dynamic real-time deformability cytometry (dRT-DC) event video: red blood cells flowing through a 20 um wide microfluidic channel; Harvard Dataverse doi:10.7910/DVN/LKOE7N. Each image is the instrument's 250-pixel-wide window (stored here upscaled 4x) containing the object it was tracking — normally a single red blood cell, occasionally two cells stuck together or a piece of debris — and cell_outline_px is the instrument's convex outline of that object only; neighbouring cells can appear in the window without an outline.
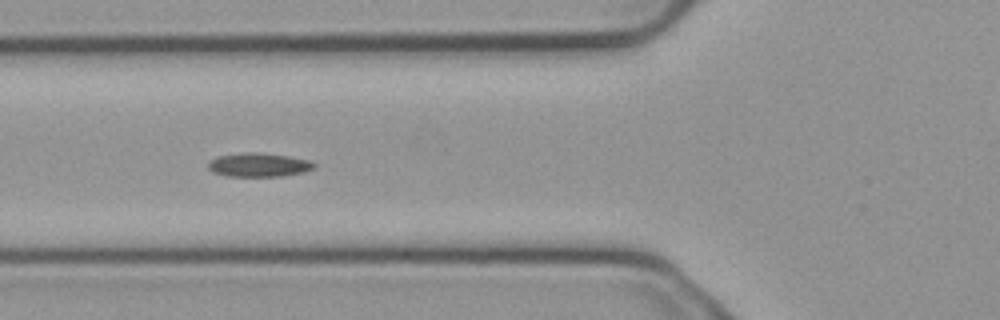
{"species": "common noctule bat (a hibernating species)", "species_latin": "Nyctalus noctula", "temperature_condition": "cold", "stored_images_in_passage": 6, "camera_frame_rate_fps": 3000, "um_per_image_px": 0.085, "animal": {"sex": "male", "body_mass_g": 23.1, "forearm_length_mm": 52.7}, "frame": {"image": 1, "passage_image": 3, "time_ms": 0.667, "image_size_px": [1000, 320], "cell_outline_px": [[316, 168], [304, 172], [284, 176], [228, 176], [212, 172], [208, 168], [208, 164], [216, 156], [244, 152], [256, 152], [288, 156], [308, 160], [316, 164]], "centroid_in_image_um": [22.0, 14.01], "position_along_channel_um": 103.8, "area_um2": 14.74}}
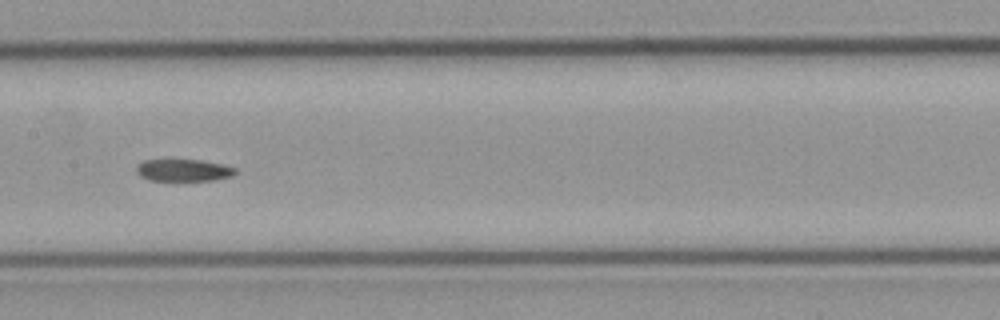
{"frame": {"image": 2, "passage_image": 5, "time_ms": 1.333, "image_size_px": [1000, 320], "cell_outline_px": [[236, 172], [232, 176], [212, 180], [148, 180], [140, 176], [136, 172], [136, 164], [144, 160], [200, 160], [220, 164], [236, 168]], "centroid_in_image_um": [15.55, 14.47], "position_along_channel_um": 191.8, "area_um2": 12.6}}
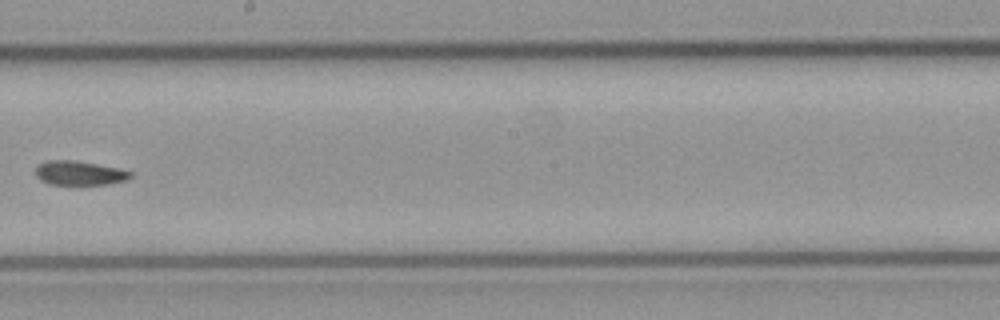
{"frame": {"image": 3, "passage_image": 6, "time_ms": 1.667, "image_size_px": [1000, 320], "cell_outline_px": [[132, 176], [128, 180], [108, 184], [76, 188], [52, 184], [40, 180], [36, 176], [36, 164], [48, 160], [72, 160], [96, 164], [116, 168], [132, 172]], "centroid_in_image_um": [6.73, 14.76], "position_along_channel_um": 241.5, "area_um2": 14.1}}